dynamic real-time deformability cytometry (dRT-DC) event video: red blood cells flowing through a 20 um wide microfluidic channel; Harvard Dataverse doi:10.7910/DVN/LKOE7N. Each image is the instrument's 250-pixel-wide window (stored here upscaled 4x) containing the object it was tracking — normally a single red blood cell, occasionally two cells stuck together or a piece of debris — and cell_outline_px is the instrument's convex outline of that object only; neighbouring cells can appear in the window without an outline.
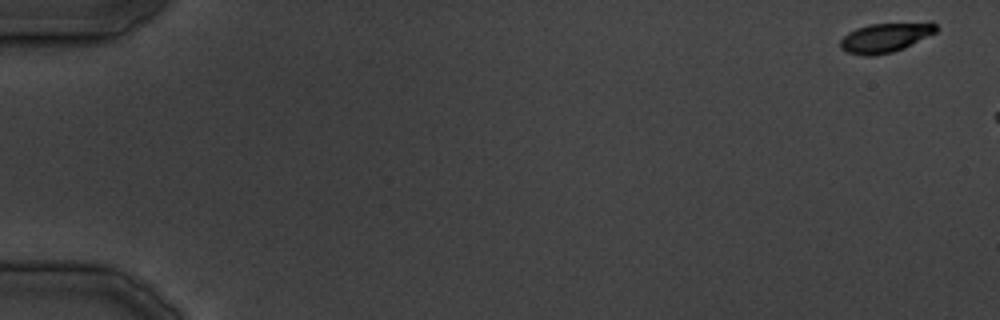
{"species": "common noctule bat (a hibernating species)", "species_latin": "Nyctalus noctula", "temperature_condition": "cold", "stored_images_in_passage": 5, "camera_frame_rate_fps": 3000, "um_per_image_px": 0.085, "animal": {"sex": "male", "body_mass_g": 19.5, "forearm_length_mm": 54.6}, "frame": {"image": 1, "passage_image": 1, "time_ms": 0.0, "image_size_px": [1000, 320], "cell_outline_px": [[936, 32], [904, 48], [892, 52], [872, 56], [868, 56], [848, 52], [840, 48], [840, 40], [848, 32], [856, 28], [868, 24], [932, 20], [936, 24]], "centroid_in_image_um": [75.3, 3.15], "position_along_channel_um": 9.7, "area_um2": 16.82}}